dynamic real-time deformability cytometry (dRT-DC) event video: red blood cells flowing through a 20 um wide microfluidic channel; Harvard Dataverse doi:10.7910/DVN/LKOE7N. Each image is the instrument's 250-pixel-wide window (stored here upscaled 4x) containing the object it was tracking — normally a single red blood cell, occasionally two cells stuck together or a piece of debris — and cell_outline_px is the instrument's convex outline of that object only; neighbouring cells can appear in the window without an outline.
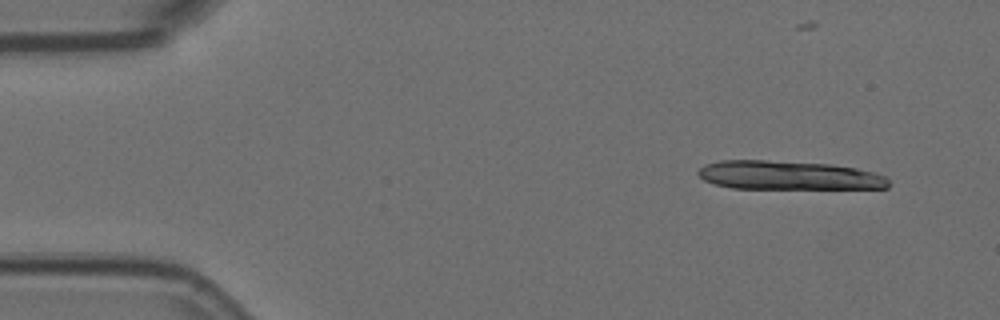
{"species": "Egyptian fruit bat (a non-hibernating species)", "species_latin": "Rousettus aegyptiacus", "temperature_condition": "room temperature", "stored_images_in_passage": 4, "camera_frame_rate_fps": 3000, "um_per_image_px": 0.085, "animal": {"sex": "female"}, "frame": {"image": 1, "passage_image": 1, "time_ms": 0.0, "image_size_px": [1000, 320], "cell_outline_px": [[888, 188], [732, 188], [716, 184], [704, 180], [696, 172], [704, 164], [720, 160], [764, 160], [828, 164], [856, 168], [872, 172], [884, 176], [888, 180]], "centroid_in_image_um": [66.98, 14.9], "position_along_channel_um": 18.0, "area_um2": 31.67}}